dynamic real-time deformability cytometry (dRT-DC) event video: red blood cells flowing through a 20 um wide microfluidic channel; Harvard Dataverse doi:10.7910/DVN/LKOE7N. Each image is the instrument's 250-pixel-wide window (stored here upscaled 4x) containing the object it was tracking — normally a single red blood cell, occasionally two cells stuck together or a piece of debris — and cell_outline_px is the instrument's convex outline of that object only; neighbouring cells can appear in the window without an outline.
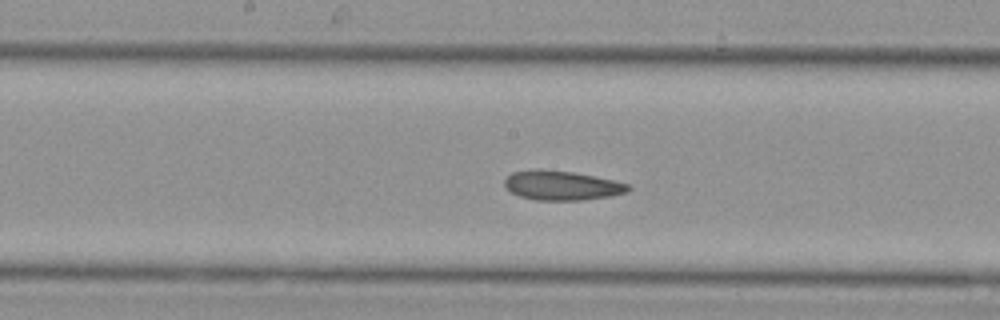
{"species": "Egyptian fruit bat (a non-hibernating species)", "species_latin": "Rousettus aegyptiacus", "temperature_condition": "cold", "stored_images_in_passage": 34, "camera_frame_rate_fps": 3000, "um_per_image_px": 0.085, "animal": {"sex": "female"}, "frame": {"image": 1, "passage_image": 15, "time_ms": 4.667, "image_size_px": [1000, 320], "cell_outline_px": [[632, 188], [628, 192], [612, 196], [584, 200], [536, 200], [520, 196], [504, 188], [504, 180], [512, 172], [572, 172], [632, 184]], "centroid_in_image_um": [47.84, 15.82], "position_along_channel_um": 200.4, "area_um2": 20.52}}
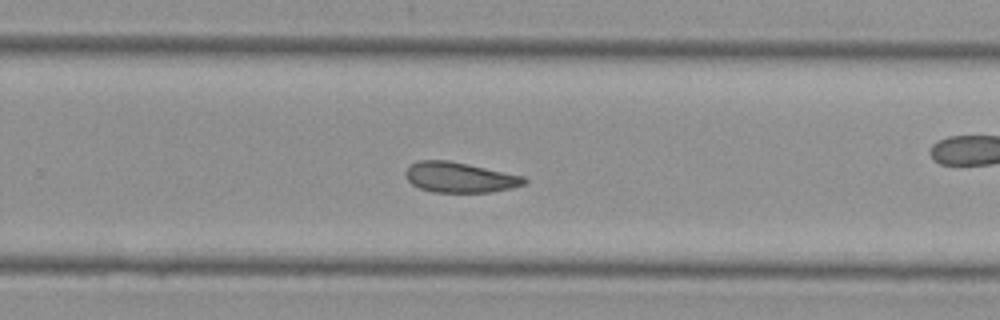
{"frame": {"image": 2, "passage_image": 20, "time_ms": 6.333, "image_size_px": [1000, 320], "cell_outline_px": [[528, 180], [524, 184], [492, 192], [432, 192], [420, 188], [412, 184], [404, 176], [404, 172], [412, 164], [420, 160], [448, 160], [524, 176]], "centroid_in_image_um": [39.05, 15.08], "position_along_channel_um": 290.8, "area_um2": 20.75}}